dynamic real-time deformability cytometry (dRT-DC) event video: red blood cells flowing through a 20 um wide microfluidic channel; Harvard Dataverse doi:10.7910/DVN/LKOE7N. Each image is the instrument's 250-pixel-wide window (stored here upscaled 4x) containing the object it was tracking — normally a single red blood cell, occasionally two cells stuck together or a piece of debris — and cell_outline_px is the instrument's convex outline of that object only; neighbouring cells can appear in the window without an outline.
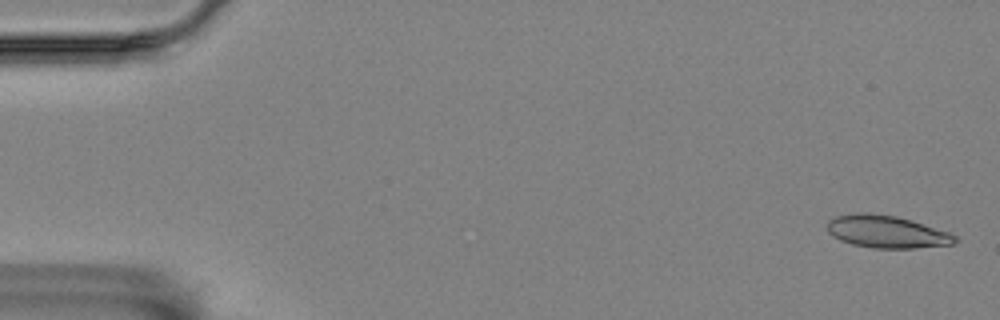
{"species": "Egyptian fruit bat (a non-hibernating species)", "species_latin": "Rousettus aegyptiacus", "temperature_condition": "room temperature", "stored_images_in_passage": 5, "camera_frame_rate_fps": 3000, "um_per_image_px": 0.085, "animal": {"sex": "female"}, "frame": {"image": 1, "passage_image": 1, "time_ms": 0.0, "image_size_px": [1000, 320], "cell_outline_px": [[960, 240], [956, 244], [916, 248], [872, 248], [852, 244], [840, 240], [832, 236], [828, 232], [828, 220], [836, 216], [856, 212], [868, 212], [896, 216], [948, 232], [956, 236]], "centroid_in_image_um": [75.36, 19.7], "position_along_channel_um": 9.6, "area_um2": 24.22}}
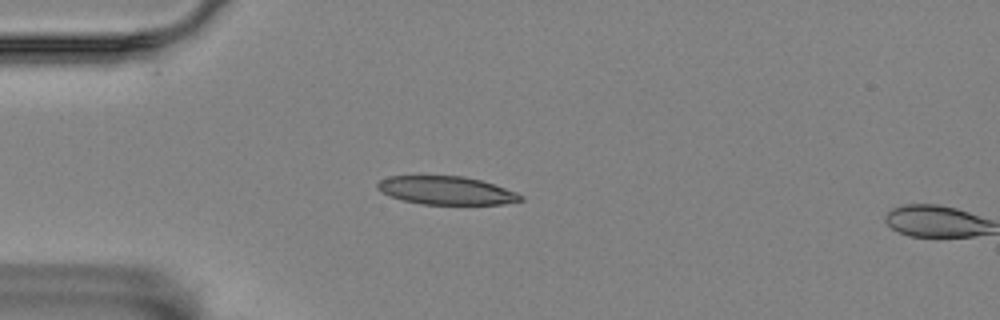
{"frame": {"image": 2, "passage_image": 4, "time_ms": 1.0, "image_size_px": [1000, 320], "cell_outline_px": [[524, 200], [504, 204], [420, 204], [404, 200], [392, 196], [376, 188], [376, 184], [380, 180], [388, 176], [464, 176], [480, 180], [516, 192], [524, 196]], "centroid_in_image_um": [37.95, 16.19], "position_along_channel_um": 47.1, "area_um2": 23.35}}